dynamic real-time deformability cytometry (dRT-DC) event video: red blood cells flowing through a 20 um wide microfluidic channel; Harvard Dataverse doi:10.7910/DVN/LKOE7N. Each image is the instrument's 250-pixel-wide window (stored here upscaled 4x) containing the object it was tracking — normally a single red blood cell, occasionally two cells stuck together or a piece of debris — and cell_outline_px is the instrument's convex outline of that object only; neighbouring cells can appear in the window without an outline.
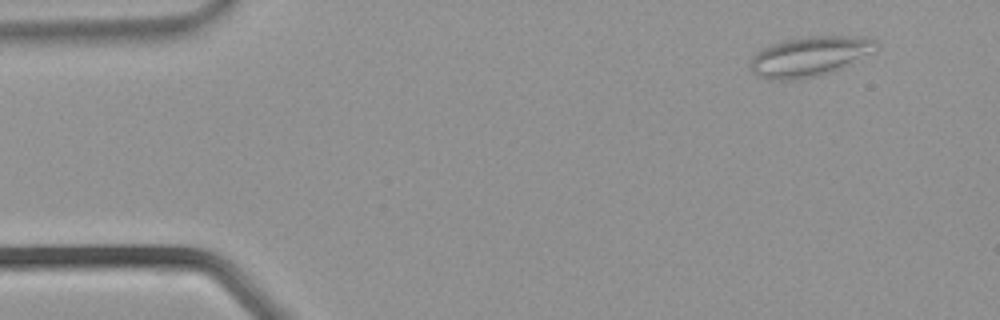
{"species": "common noctule bat (a hibernating species)", "species_latin": "Nyctalus noctula", "temperature_condition": "warm", "stored_images_in_passage": 33, "camera_frame_rate_fps": 3000, "um_per_image_px": 0.085, "animal": {"sex": "male", "body_mass_g": 21.5, "forearm_length_mm": 52.0}, "frame": {"image": 1, "passage_image": 1, "time_ms": 0.0, "image_size_px": [1000, 320], "cell_outline_px": [[880, 48], [832, 72], [820, 76], [792, 80], [768, 80], [756, 76], [748, 68], [748, 64], [752, 56], [756, 52], [772, 44], [804, 36], [864, 36], [876, 40]], "centroid_in_image_um": [68.78, 4.8], "position_along_channel_um": 16.2, "area_um2": 29.54}}
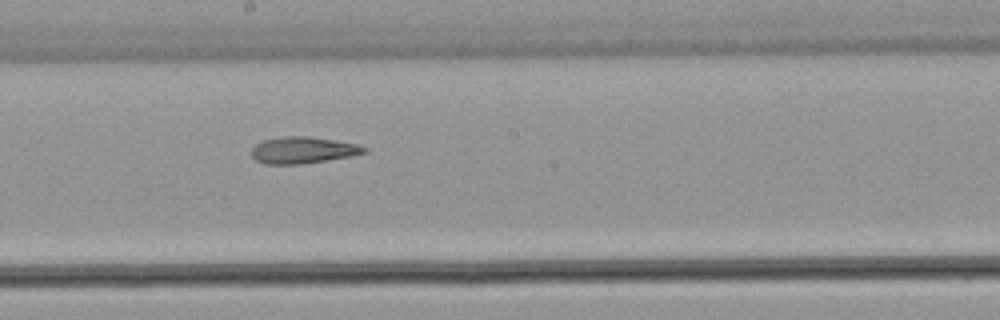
{"frame": {"image": 2, "passage_image": 17, "time_ms": 5.333, "image_size_px": [1000, 320], "cell_outline_px": [[368, 152], [352, 156], [300, 164], [264, 164], [256, 160], [252, 156], [252, 148], [256, 144], [264, 140], [280, 136], [308, 136], [336, 140], [356, 144], [368, 148]], "centroid_in_image_um": [25.76, 12.75], "position_along_channel_um": 222.4, "area_um2": 17.51}}
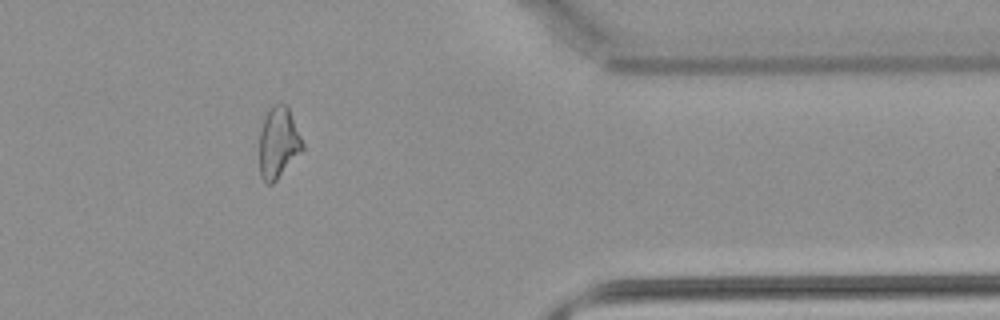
{"frame": {"image": 3, "passage_image": 27, "time_ms": 8.667, "image_size_px": [1000, 320], "cell_outline_px": [[304, 148], [276, 180], [272, 184], [268, 184], [260, 176], [260, 132], [264, 116], [268, 108], [272, 104], [280, 100], [288, 108], [304, 144]], "centroid_in_image_um": [23.64, 12.08], "position_along_channel_um": 387.8, "area_um2": 17.8}}